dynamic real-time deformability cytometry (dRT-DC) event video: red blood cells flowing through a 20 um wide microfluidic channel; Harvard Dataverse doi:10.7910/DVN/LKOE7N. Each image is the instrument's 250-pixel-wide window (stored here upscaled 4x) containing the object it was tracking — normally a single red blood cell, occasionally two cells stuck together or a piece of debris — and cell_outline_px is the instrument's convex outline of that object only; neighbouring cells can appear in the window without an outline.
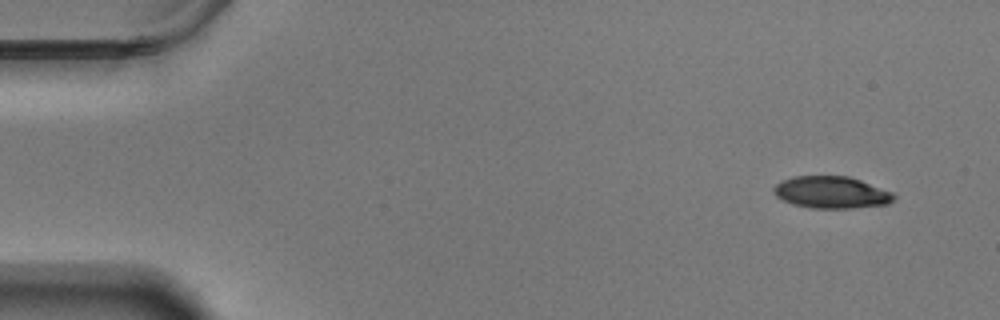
{"species": "Egyptian fruit bat (a non-hibernating species)", "species_latin": "Rousettus aegyptiacus", "temperature_condition": "warm", "stored_images_in_passage": 54, "camera_frame_rate_fps": 3000, "um_per_image_px": 0.085, "animal": {"sex": "male"}, "frame": {"image": 1, "passage_image": 1, "time_ms": 0.0, "image_size_px": [1000, 320], "cell_outline_px": [[896, 196], [888, 204], [852, 208], [812, 208], [792, 204], [776, 196], [772, 192], [772, 188], [780, 180], [792, 176], [848, 176], [860, 180], [892, 192]], "centroid_in_image_um": [70.62, 16.34], "position_along_channel_um": 14.4, "area_um2": 22.43}}
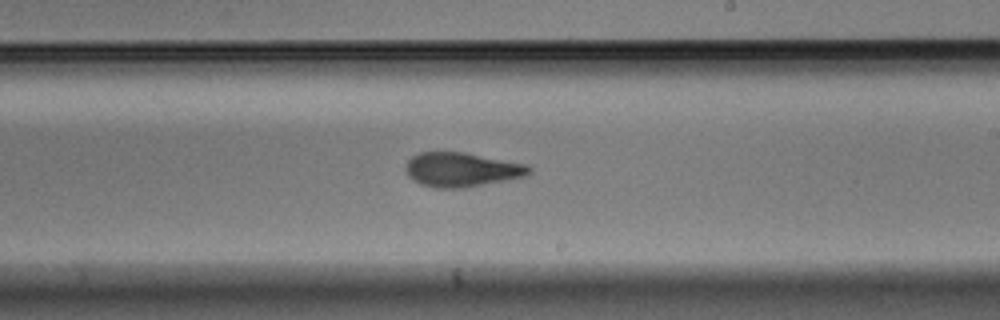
{"frame": {"image": 2, "passage_image": 31, "time_ms": 10.0, "image_size_px": [1000, 320], "cell_outline_px": [[532, 172], [528, 176], [464, 188], [436, 188], [420, 184], [408, 176], [404, 168], [404, 164], [412, 156], [420, 152], [464, 152], [528, 164], [532, 168]], "centroid_in_image_um": [39.26, 14.42], "position_along_channel_um": 249.7, "area_um2": 24.97}}
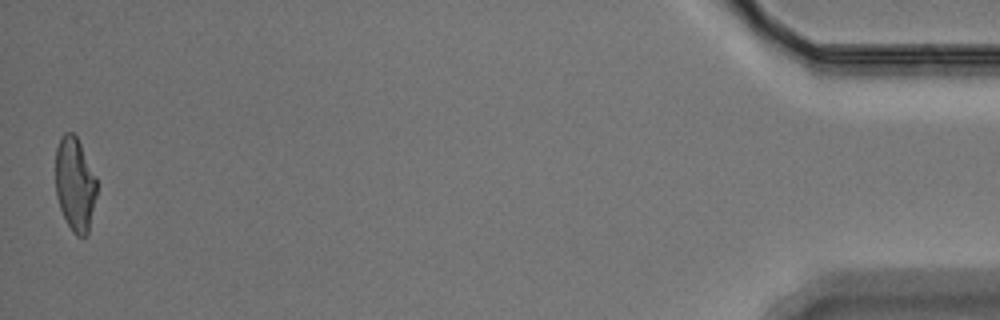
{"frame": {"image": 3, "passage_image": 54, "time_ms": 17.667, "image_size_px": [1000, 320], "cell_outline_px": [[96, 196], [88, 236], [76, 236], [72, 232], [60, 208], [56, 196], [56, 148], [64, 132], [72, 132], [76, 136], [96, 176]], "centroid_in_image_um": [6.38, 15.69], "position_along_channel_um": 428.8, "area_um2": 22.48}, "authors_computed_cell_mechanics": {"area_um2": 24.276, "velocity_mm_per_s": 3.5143, "shape_relaxation_time_tau1_ms": 4.6599, "shape_relaxation_time_tau2_ms": 1.9608, "deformation_change_tau1": 0.1881, "deformation_change_tau2": 0.083}}